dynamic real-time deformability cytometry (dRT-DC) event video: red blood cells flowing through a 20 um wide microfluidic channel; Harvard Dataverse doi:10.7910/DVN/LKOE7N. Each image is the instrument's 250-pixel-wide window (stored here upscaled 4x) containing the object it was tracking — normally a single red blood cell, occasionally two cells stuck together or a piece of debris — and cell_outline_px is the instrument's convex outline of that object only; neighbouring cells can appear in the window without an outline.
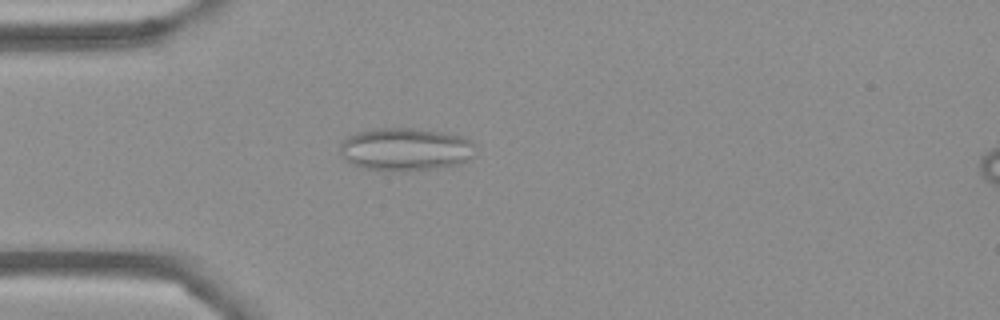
{"species": "Egyptian fruit bat (a non-hibernating species)", "species_latin": "Rousettus aegyptiacus", "temperature_condition": "cold", "stored_images_in_passage": 54, "camera_frame_rate_fps": 3000, "um_per_image_px": 0.085, "frame": {"image": 1, "passage_image": 15, "time_ms": 4.667, "image_size_px": [1000, 320], "cell_outline_px": [[476, 156], [460, 164], [440, 168], [400, 172], [384, 172], [364, 168], [352, 164], [344, 160], [340, 156], [340, 144], [344, 140], [360, 132], [376, 128], [412, 128], [440, 132], [460, 136], [472, 140], [476, 144]], "centroid_in_image_um": [34.51, 12.73], "position_along_channel_um": 50.5, "area_um2": 34.51}}
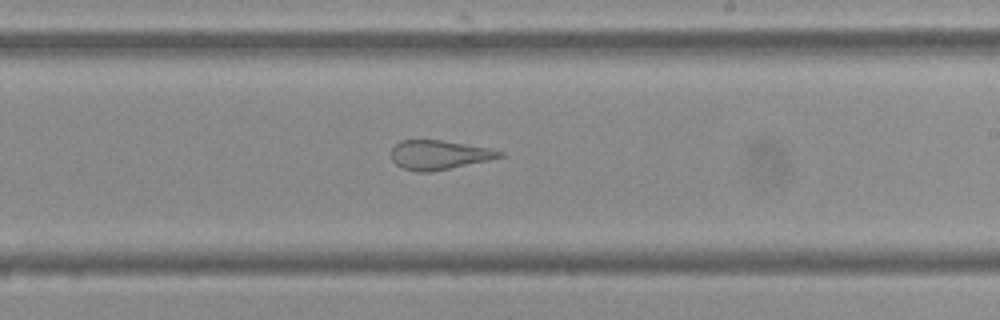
{"frame": {"image": 2, "passage_image": 32, "time_ms": 10.333, "image_size_px": [1000, 320], "cell_outline_px": [[504, 156], [488, 160], [432, 172], [416, 172], [404, 168], [396, 164], [392, 160], [392, 148], [400, 140], [440, 140], [492, 148], [504, 152]], "centroid_in_image_um": [37.33, 13.16], "position_along_channel_um": 251.7, "area_um2": 18.44}}
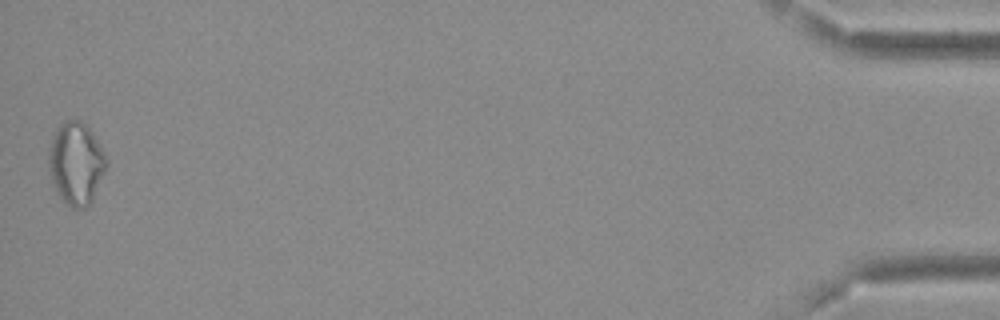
{"frame": {"image": 3, "passage_image": 54, "time_ms": 17.667, "image_size_px": [1000, 320], "cell_outline_px": [[108, 164], [92, 200], [84, 208], [72, 208], [60, 196], [52, 180], [48, 168], [48, 148], [52, 136], [56, 128], [64, 120], [80, 120], [88, 128], [96, 140], [108, 160]], "centroid_in_image_um": [6.44, 13.86], "position_along_channel_um": 428.8, "area_um2": 27.4}, "authors_computed_cell_mechanics": {"area_um2": 23.7847, "velocity_mm_per_s": 3.6988, "shape_relaxation_time_tau1_ms": null, "shape_relaxation_time_tau2_ms": 1.3457, "deformation_change_tau1": null, "deformation_change_tau2": 0.0902}}